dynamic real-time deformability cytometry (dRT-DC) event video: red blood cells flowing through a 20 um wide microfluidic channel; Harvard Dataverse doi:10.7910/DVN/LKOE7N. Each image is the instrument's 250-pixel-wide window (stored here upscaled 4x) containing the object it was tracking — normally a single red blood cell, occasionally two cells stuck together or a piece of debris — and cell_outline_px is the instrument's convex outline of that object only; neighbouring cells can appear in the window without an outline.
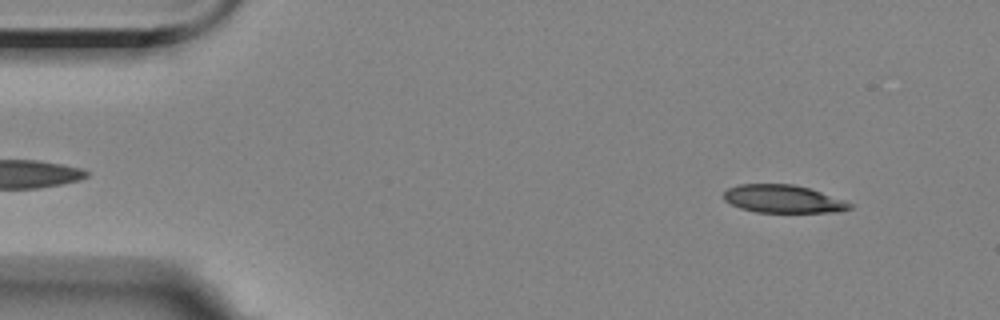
{"species": "Egyptian fruit bat (a non-hibernating species)", "species_latin": "Rousettus aegyptiacus", "temperature_condition": "room temperature", "stored_images_in_passage": 5, "segment_of_instrument_passage": [1, 2], "camera_frame_rate_fps": 3000, "um_per_image_px": 0.085, "animal": {"sex": "female"}, "frame": {"image": 1, "passage_image": 1, "time_ms": 0.0, "image_size_px": [1000, 320], "cell_outline_px": [[856, 204], [852, 208], [836, 212], [756, 212], [740, 208], [724, 200], [724, 192], [728, 188], [740, 184], [792, 184], [808, 188]], "centroid_in_image_um": [66.58, 16.91], "position_along_channel_um": 18.4, "area_um2": 20.4}}
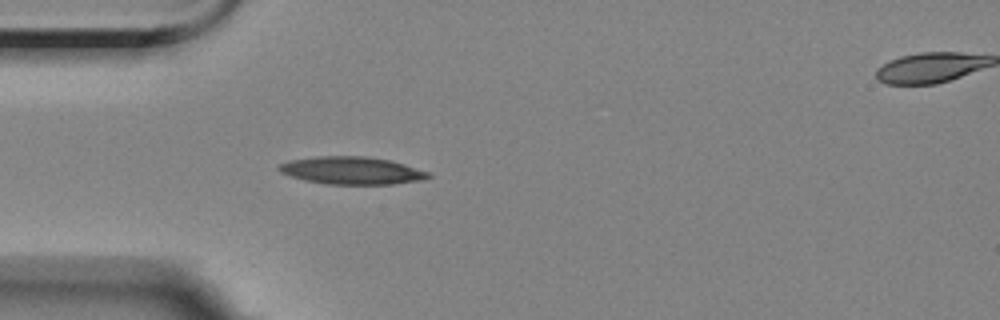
{"frame": {"image": 2, "passage_image": 4, "time_ms": 3.333, "image_size_px": [1000, 320], "cell_outline_px": [[432, 176], [424, 180], [396, 184], [324, 184], [304, 180], [280, 172], [276, 168], [280, 164], [288, 160], [316, 156], [364, 156], [388, 160], [404, 164], [428, 172]], "centroid_in_image_um": [29.88, 14.5], "position_along_channel_um": 55.1, "area_um2": 24.04}}